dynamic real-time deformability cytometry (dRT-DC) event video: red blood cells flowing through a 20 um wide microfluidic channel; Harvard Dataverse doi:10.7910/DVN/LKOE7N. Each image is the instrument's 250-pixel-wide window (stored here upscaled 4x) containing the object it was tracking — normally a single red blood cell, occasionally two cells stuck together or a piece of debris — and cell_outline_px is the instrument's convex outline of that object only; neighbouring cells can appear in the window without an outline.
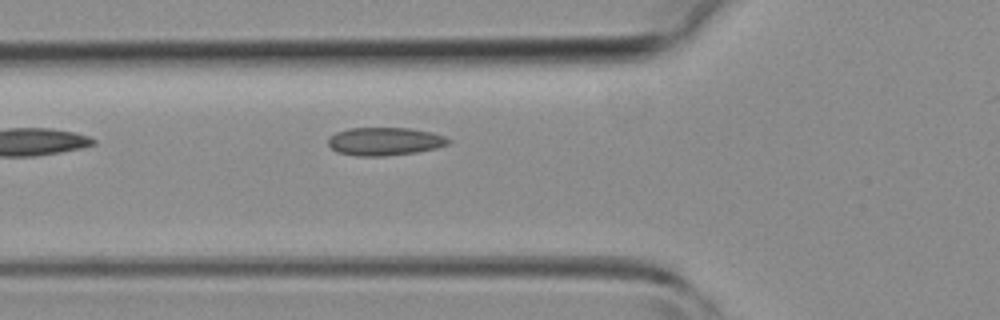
{"species": "common noctule bat (a hibernating species)", "species_latin": "Nyctalus noctula", "temperature_condition": "room temperature", "stored_images_in_passage": 3, "camera_frame_rate_fps": 3000, "um_per_image_px": 0.085, "animal": {"sex": "female", "body_mass_g": 19.3, "forearm_length_mm": 54.1}, "frame": {"image": 1, "passage_image": 3, "time_ms": 2.333, "image_size_px": [1000, 320], "cell_outline_px": [[452, 140], [448, 144], [436, 148], [416, 152], [384, 156], [356, 156], [336, 152], [328, 144], [328, 136], [336, 132], [348, 128], [408, 128], [432, 132], [444, 136]], "centroid_in_image_um": [32.68, 12.01], "position_along_channel_um": 93.1, "area_um2": 19.77}}